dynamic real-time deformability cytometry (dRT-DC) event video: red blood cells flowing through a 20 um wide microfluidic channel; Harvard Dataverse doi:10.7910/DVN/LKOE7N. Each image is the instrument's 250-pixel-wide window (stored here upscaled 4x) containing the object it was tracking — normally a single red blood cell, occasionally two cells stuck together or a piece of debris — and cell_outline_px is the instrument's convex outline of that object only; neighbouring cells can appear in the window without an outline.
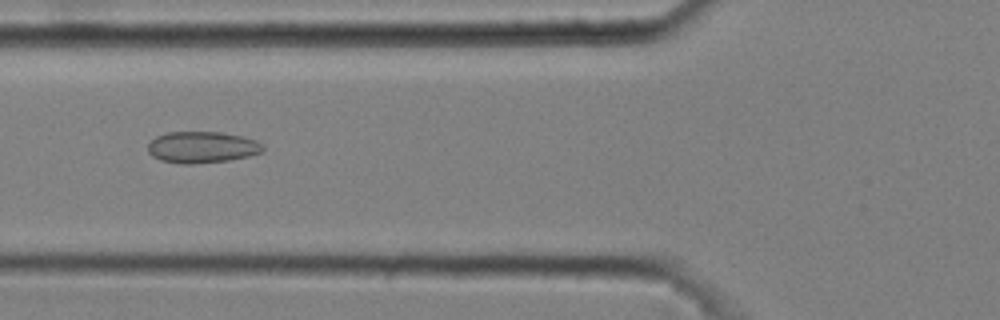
{"species": "common noctule bat (a hibernating species)", "species_latin": "Nyctalus noctula", "temperature_condition": "cold", "stored_images_in_passage": 4, "camera_frame_rate_fps": 3000, "um_per_image_px": 0.085, "animal": {"sex": "male", "body_mass_g": 20.4}, "frame": {"image": 1, "passage_image": 3, "time_ms": 0.667, "image_size_px": [1000, 320], "cell_outline_px": [[264, 148], [260, 152], [248, 156], [228, 160], [192, 164], [180, 164], [160, 160], [152, 156], [148, 152], [148, 144], [156, 136], [168, 132], [220, 132], [240, 136], [256, 140], [264, 144]], "centroid_in_image_um": [17.15, 12.51], "position_along_channel_um": 108.7, "area_um2": 21.04}}
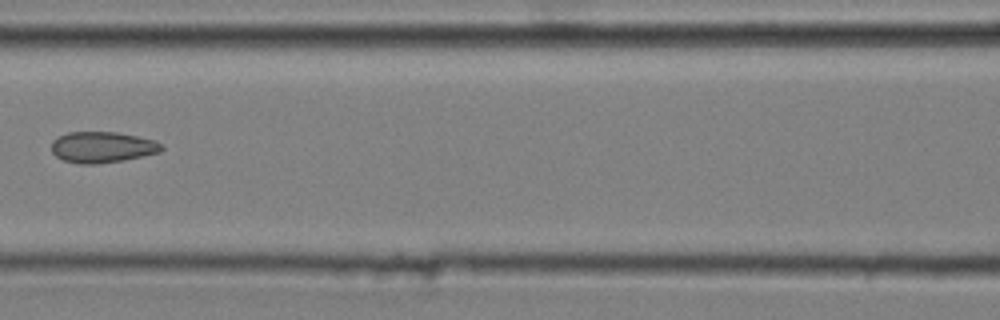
{"frame": {"image": 2, "passage_image": 4, "time_ms": 1.0, "image_size_px": [1000, 320], "cell_outline_px": [[164, 148], [160, 152], [124, 160], [96, 164], [80, 164], [64, 160], [56, 156], [52, 152], [52, 140], [68, 132], [116, 132], [156, 140]], "centroid_in_image_um": [8.69, 12.51], "position_along_channel_um": 157.9, "area_um2": 19.83}}